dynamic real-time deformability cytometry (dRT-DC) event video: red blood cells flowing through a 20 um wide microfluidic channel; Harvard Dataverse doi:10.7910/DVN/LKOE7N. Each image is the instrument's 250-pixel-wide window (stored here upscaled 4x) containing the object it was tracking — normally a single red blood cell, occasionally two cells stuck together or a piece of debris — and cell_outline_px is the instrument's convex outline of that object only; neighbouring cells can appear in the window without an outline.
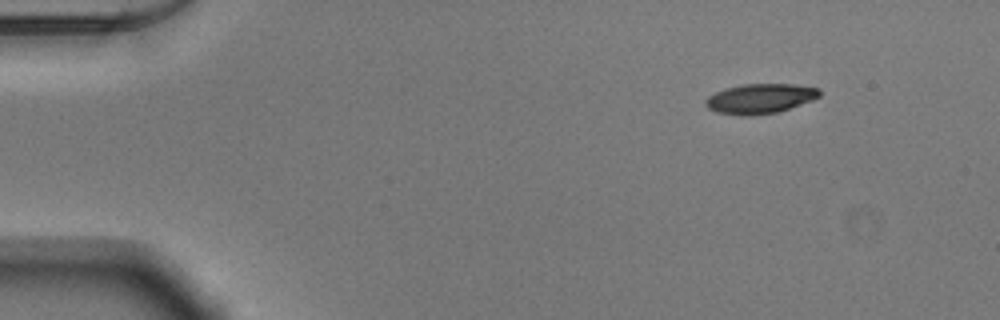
{"species": "Egyptian fruit bat (a non-hibernating species)", "species_latin": "Rousettus aegyptiacus", "temperature_condition": "warm", "stored_images_in_passage": 47, "camera_frame_rate_fps": 3000, "um_per_image_px": 0.085, "animal": {"sex": "male"}, "frame": {"image": 1, "passage_image": 1, "time_ms": 0.0, "image_size_px": [1000, 320], "cell_outline_px": [[820, 96], [812, 100], [776, 112], [752, 116], [740, 116], [716, 112], [708, 108], [704, 104], [704, 100], [708, 96], [716, 92], [728, 88], [744, 84], [792, 84], [820, 88]], "centroid_in_image_um": [64.58, 8.39], "position_along_channel_um": 20.4, "area_um2": 19.71}}
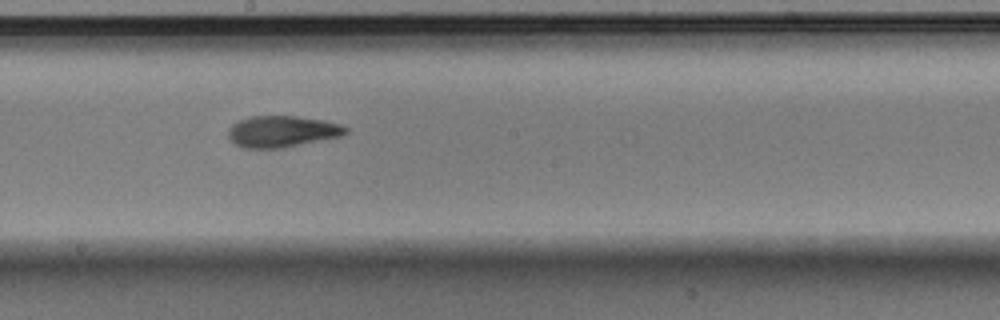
{"frame": {"image": 2, "passage_image": 24, "time_ms": 7.667, "image_size_px": [1000, 320], "cell_outline_px": [[348, 132], [340, 136], [284, 148], [244, 148], [236, 144], [228, 136], [228, 128], [232, 124], [248, 116], [296, 116], [324, 120], [340, 124], [348, 128]], "centroid_in_image_um": [23.97, 11.17], "position_along_channel_um": 224.2, "area_um2": 21.5}}
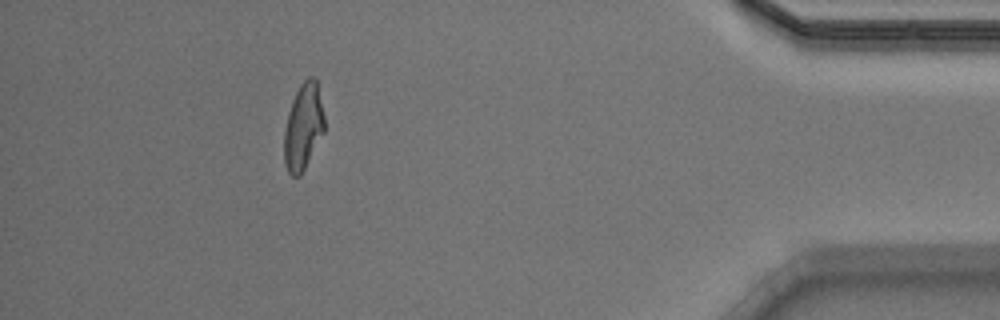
{"frame": {"image": 3, "passage_image": 42, "time_ms": 13.667, "image_size_px": [1000, 320], "cell_outline_px": [[324, 132], [300, 176], [292, 176], [288, 172], [284, 160], [284, 132], [288, 112], [292, 100], [300, 84], [308, 76], [312, 76], [316, 80], [324, 116]], "centroid_in_image_um": [25.77, 10.77], "position_along_channel_um": 409.4, "area_um2": 20.06}, "authors_computed_cell_mechanics": {"area_um2": 20.808, "velocity_mm_per_s": 3.9183, "shape_relaxation_time_tau1_ms": 5.3059, "shape_relaxation_time_tau2_ms": 2.1095, "deformation_change_tau1": 0.2149, "deformation_change_tau2": 0.0886}}